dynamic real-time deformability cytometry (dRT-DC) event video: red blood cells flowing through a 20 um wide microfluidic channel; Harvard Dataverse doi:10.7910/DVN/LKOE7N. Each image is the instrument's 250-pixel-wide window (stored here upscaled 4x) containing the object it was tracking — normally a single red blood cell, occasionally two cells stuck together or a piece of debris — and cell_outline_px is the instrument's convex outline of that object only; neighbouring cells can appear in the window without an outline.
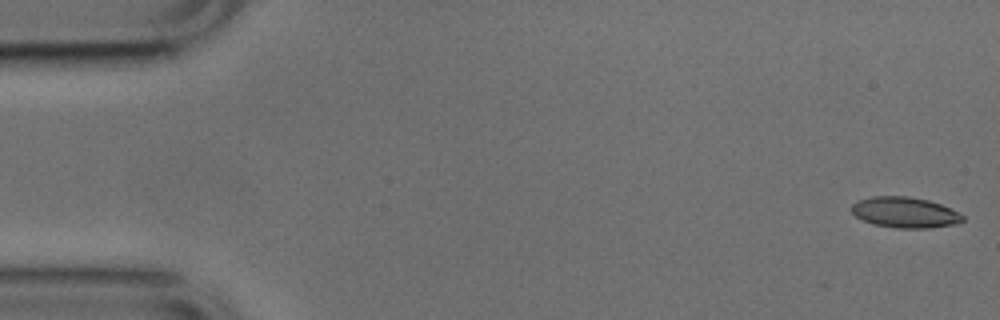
{"species": "common noctule bat (a hibernating species)", "species_latin": "Nyctalus noctula", "temperature_condition": "cold", "stored_images_in_passage": 13, "camera_frame_rate_fps": 3000, "um_per_image_px": 0.085, "animal": {"sex": "male", "body_mass_g": 17.9, "forearm_length_mm": 54.2}, "frame": {"image": 1, "passage_image": 1, "time_ms": 0.0, "image_size_px": [1000, 320], "cell_outline_px": [[964, 220], [956, 224], [928, 228], [896, 228], [872, 224], [856, 216], [852, 212], [852, 204], [860, 200], [872, 196], [908, 196], [928, 200], [940, 204], [964, 216]], "centroid_in_image_um": [76.91, 18.06], "position_along_channel_um": 8.1, "area_um2": 19.71}}
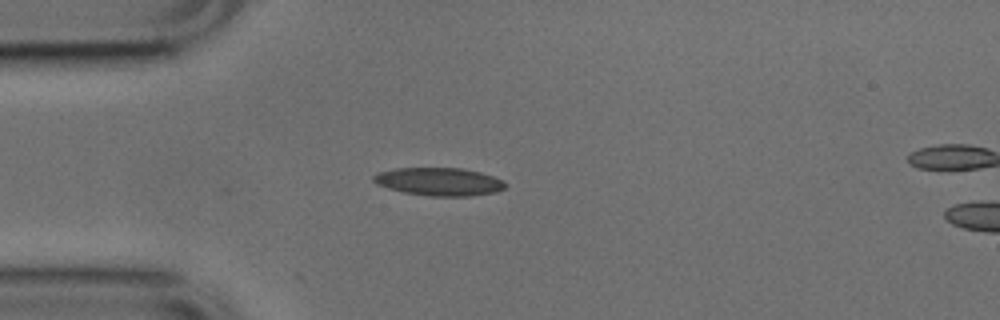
{"frame": {"image": 2, "passage_image": 13, "time_ms": 4.0, "image_size_px": [1000, 320], "cell_outline_px": [[504, 188], [496, 192], [472, 196], [428, 196], [404, 192], [388, 188], [376, 184], [372, 180], [372, 176], [380, 172], [396, 168], [460, 168], [480, 172], [492, 176], [500, 180], [504, 184]], "centroid_in_image_um": [37.28, 15.44], "position_along_channel_um": 47.7, "area_um2": 21.33}}